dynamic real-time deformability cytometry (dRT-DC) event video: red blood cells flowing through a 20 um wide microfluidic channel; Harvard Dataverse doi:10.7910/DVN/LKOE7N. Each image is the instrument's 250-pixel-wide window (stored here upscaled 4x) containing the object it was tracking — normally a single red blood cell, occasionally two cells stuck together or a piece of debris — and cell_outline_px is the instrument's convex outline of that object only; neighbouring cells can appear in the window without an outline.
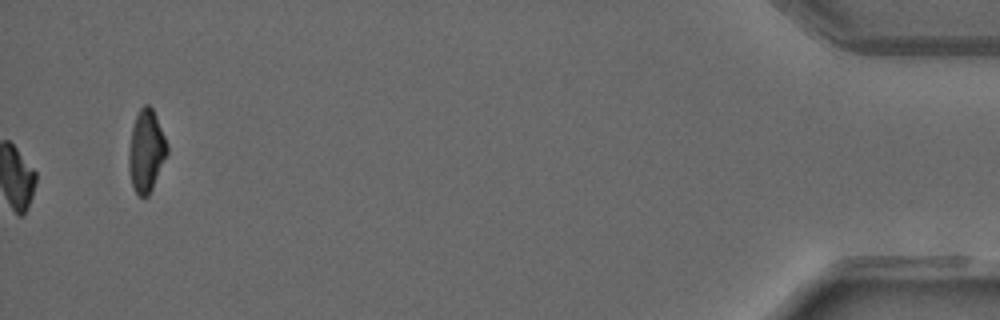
{"species": "common noctule bat (a hibernating species)", "species_latin": "Nyctalus noctula", "temperature_condition": "warm", "stored_images_in_passage": 51, "camera_frame_rate_fps": 3000, "um_per_image_px": 0.085, "animal": {"sex": "male", "forearm_length_mm": 52.5}, "frame": {"image": 1, "passage_image": 51, "time_ms": 16.667, "image_size_px": [1000, 320], "cell_outline_px": [[168, 152], [152, 188], [148, 196], [140, 196], [136, 192], [132, 184], [128, 168], [128, 152], [132, 128], [136, 116], [140, 108], [144, 104], [148, 104], [152, 108], [156, 116], [168, 144]], "centroid_in_image_um": [12.42, 12.81], "position_along_channel_um": 422.8, "area_um2": 18.21}, "authors_computed_cell_mechanics": {"area_um2": 15.6638, "velocity_mm_per_s": 4.1009, "shape_relaxation_time_tau1_ms": 4.2898, "shape_relaxation_time_tau2_ms": null, "deformation_change_tau1": 0.2016, "deformation_change_tau2": null}}